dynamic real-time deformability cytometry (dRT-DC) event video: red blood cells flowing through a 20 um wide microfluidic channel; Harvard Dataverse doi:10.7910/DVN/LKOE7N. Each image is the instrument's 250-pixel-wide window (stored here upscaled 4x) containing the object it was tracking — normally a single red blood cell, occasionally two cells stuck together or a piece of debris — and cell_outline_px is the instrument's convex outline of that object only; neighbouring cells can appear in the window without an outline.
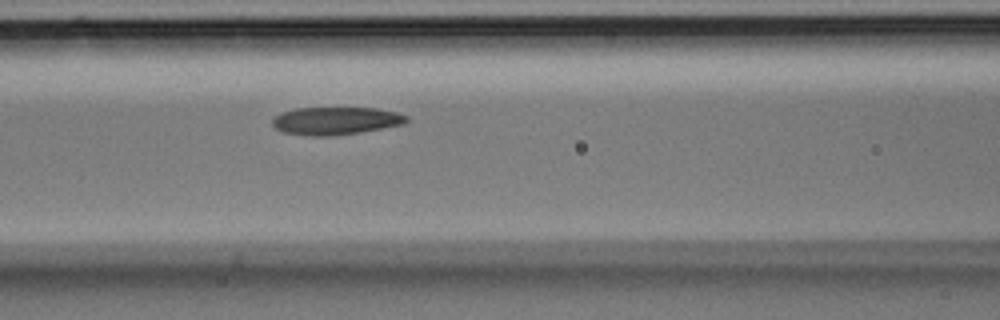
{"species": "Egyptian fruit bat (a non-hibernating species)", "species_latin": "Rousettus aegyptiacus", "temperature_condition": "room temperature", "stored_images_in_passage": 6, "camera_frame_rate_fps": 3000, "um_per_image_px": 0.085, "animal": {"sex": "male"}, "frame": {"image": 1, "passage_image": 6, "time_ms": 1.667, "image_size_px": [1000, 320], "cell_outline_px": [[408, 120], [404, 124], [360, 132], [332, 136], [312, 136], [284, 132], [276, 128], [272, 124], [272, 120], [280, 112], [296, 108], [376, 108], [396, 112], [408, 116]], "centroid_in_image_um": [28.54, 10.26], "position_along_channel_um": 138.1, "area_um2": 21.62}}